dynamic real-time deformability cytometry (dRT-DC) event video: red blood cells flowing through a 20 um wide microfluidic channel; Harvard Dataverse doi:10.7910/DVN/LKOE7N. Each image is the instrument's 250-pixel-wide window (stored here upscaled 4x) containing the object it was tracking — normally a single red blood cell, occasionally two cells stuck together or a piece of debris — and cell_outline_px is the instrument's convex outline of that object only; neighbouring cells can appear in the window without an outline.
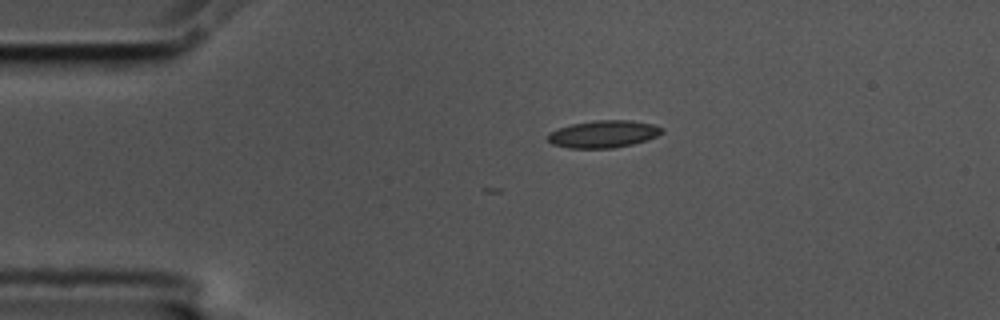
{"species": "common noctule bat (a hibernating species)", "species_latin": "Nyctalus noctula", "temperature_condition": "cold", "stored_images_in_passage": 6, "camera_frame_rate_fps": 3000, "um_per_image_px": 0.085, "animal": {"sex": "male", "body_mass_g": 17.5, "forearm_length_mm": 52.3}, "frame": {"image": 1, "passage_image": 1, "time_ms": 0.0, "image_size_px": [1000, 320], "cell_outline_px": [[664, 132], [648, 140], [632, 144], [612, 148], [568, 148], [552, 144], [548, 140], [548, 132], [572, 124], [596, 120], [632, 120], [652, 124], [664, 128]], "centroid_in_image_um": [51.31, 11.39], "position_along_channel_um": 33.7, "area_um2": 18.15}}